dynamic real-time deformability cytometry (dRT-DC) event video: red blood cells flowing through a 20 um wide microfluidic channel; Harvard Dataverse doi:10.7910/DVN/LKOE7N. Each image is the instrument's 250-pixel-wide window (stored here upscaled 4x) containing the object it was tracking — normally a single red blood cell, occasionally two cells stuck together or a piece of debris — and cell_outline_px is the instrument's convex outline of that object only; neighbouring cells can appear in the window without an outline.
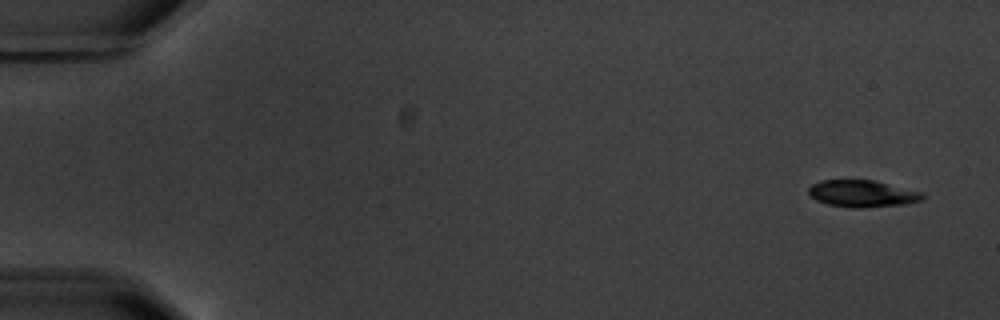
{"species": "common noctule bat (a hibernating species)", "species_latin": "Nyctalus noctula", "temperature_condition": "warm", "stored_images_in_passage": 4, "camera_frame_rate_fps": 3000, "um_per_image_px": 0.085, "animal": {"sex": "male", "body_mass_g": 20.1, "forearm_length_mm": 53.5}, "frame": {"image": 1, "passage_image": 1, "time_ms": 0.0, "image_size_px": [1000, 320], "cell_outline_px": [[924, 200], [904, 204], [864, 208], [852, 208], [828, 204], [816, 200], [808, 196], [808, 188], [812, 184], [820, 180], [872, 180], [924, 192]], "centroid_in_image_um": [73.29, 16.46], "position_along_channel_um": 11.7, "area_um2": 18.03}}
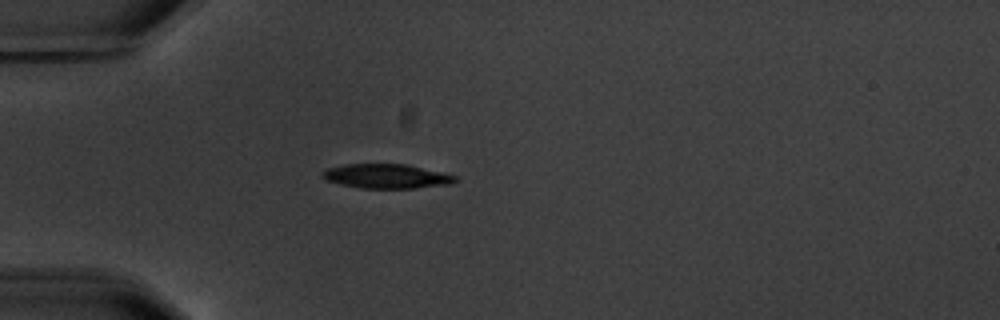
{"frame": {"image": 2, "passage_image": 4, "time_ms": 4.667, "image_size_px": [1000, 320], "cell_outline_px": [[456, 180], [448, 184], [412, 188], [360, 188], [340, 184], [324, 180], [320, 176], [320, 172], [328, 168], [344, 164], [404, 164], [440, 172], [456, 176]], "centroid_in_image_um": [32.74, 14.98], "position_along_channel_um": 52.3, "area_um2": 18.67}}